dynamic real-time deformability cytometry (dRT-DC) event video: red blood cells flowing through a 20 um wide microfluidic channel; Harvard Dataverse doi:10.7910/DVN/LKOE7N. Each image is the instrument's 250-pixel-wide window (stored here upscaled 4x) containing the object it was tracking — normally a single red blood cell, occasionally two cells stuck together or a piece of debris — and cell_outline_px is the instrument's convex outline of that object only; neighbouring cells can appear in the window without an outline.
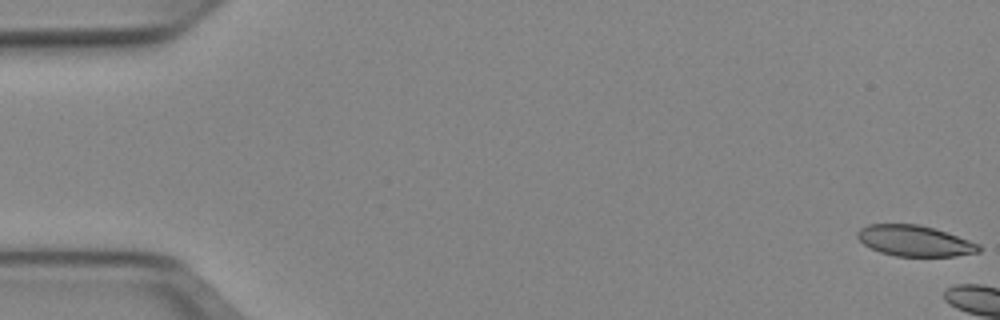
{"species": "Egyptian fruit bat (a non-hibernating species)", "species_latin": "Rousettus aegyptiacus", "temperature_condition": "cold", "stored_images_in_passage": 5, "camera_frame_rate_fps": 3000, "um_per_image_px": 0.085, "animal": {"sex": "female"}, "frame": {"image": 1, "passage_image": 1, "time_ms": 0.0, "image_size_px": [1000, 320], "cell_outline_px": [[980, 252], [956, 256], [896, 256], [880, 252], [864, 244], [856, 236], [856, 232], [860, 228], [868, 224], [916, 224], [932, 228], [980, 244]], "centroid_in_image_um": [77.72, 20.47], "position_along_channel_um": 7.3, "area_um2": 21.56}}